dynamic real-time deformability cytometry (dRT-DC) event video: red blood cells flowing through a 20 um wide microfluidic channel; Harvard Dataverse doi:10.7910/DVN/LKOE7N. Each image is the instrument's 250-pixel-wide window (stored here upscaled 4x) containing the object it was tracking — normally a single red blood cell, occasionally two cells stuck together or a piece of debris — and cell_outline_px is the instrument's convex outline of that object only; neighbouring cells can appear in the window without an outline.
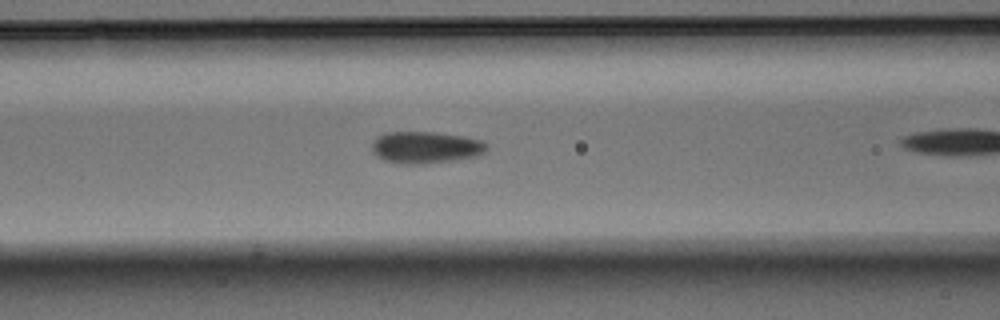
{"species": "Egyptian fruit bat (a non-hibernating species)", "species_latin": "Rousettus aegyptiacus", "temperature_condition": "warm", "stored_images_in_passage": 23, "camera_frame_rate_fps": 3000, "um_per_image_px": 0.085, "animal": {"sex": "male"}, "frame": {"image": 1, "passage_image": 9, "time_ms": 2.667, "image_size_px": [1000, 320], "cell_outline_px": [[488, 148], [484, 152], [476, 156], [452, 160], [424, 164], [408, 164], [384, 160], [376, 156], [372, 152], [372, 140], [376, 136], [384, 132], [436, 132], [464, 136], [484, 140], [488, 144]], "centroid_in_image_um": [36.17, 12.51], "position_along_channel_um": 130.4, "area_um2": 21.56}}
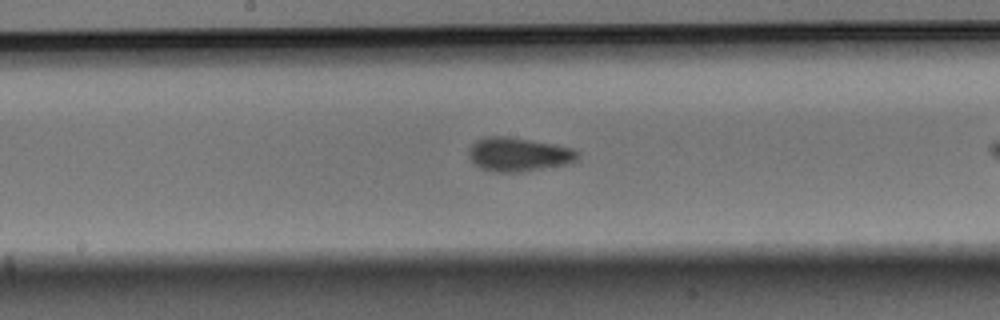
{"frame": {"image": 2, "passage_image": 15, "time_ms": 4.667, "image_size_px": [1000, 320], "cell_outline_px": [[580, 156], [576, 160], [568, 164], [520, 172], [496, 172], [480, 168], [472, 164], [468, 156], [468, 148], [476, 140], [484, 136], [504, 136], [556, 144], [572, 148], [580, 152]], "centroid_in_image_um": [44.05, 13.12], "position_along_channel_um": 204.2, "area_um2": 21.79}}
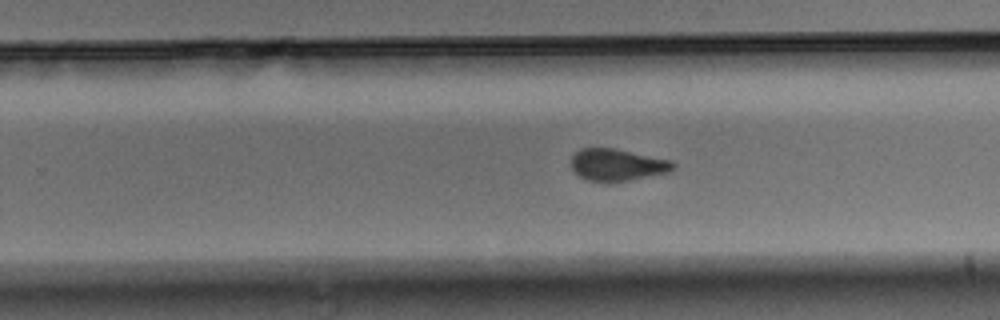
{"frame": {"image": 3, "passage_image": 21, "time_ms": 6.667, "image_size_px": [1000, 320], "cell_outline_px": [[676, 168], [668, 172], [628, 180], [588, 180], [580, 176], [572, 168], [572, 156], [580, 148], [616, 148], [672, 160], [676, 164]], "centroid_in_image_um": [52.51, 13.97], "position_along_channel_um": 277.3, "area_um2": 18.67}}